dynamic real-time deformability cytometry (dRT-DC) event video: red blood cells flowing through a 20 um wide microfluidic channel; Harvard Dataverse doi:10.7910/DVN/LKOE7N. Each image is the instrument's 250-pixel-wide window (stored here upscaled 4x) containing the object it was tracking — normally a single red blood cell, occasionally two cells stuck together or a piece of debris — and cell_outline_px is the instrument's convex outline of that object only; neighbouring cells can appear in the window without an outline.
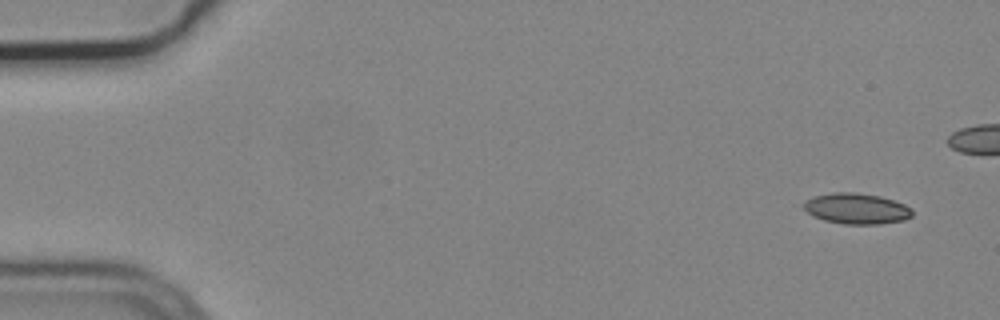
{"species": "common noctule bat (a hibernating species)", "species_latin": "Nyctalus noctula", "temperature_condition": "cold", "stored_images_in_passage": 5, "camera_frame_rate_fps": 3000, "um_per_image_px": 0.085, "animal": {"sex": "male", "body_mass_g": 19.2, "forearm_length_mm": 51.8}, "frame": {"image": 1, "passage_image": 1, "time_ms": 0.0, "image_size_px": [1000, 320], "cell_outline_px": [[912, 216], [904, 220], [880, 224], [844, 224], [824, 220], [812, 216], [804, 208], [804, 204], [808, 200], [816, 196], [832, 192], [856, 192], [880, 196], [904, 204], [912, 208]], "centroid_in_image_um": [72.83, 17.73], "position_along_channel_um": 12.2, "area_um2": 19.36}}
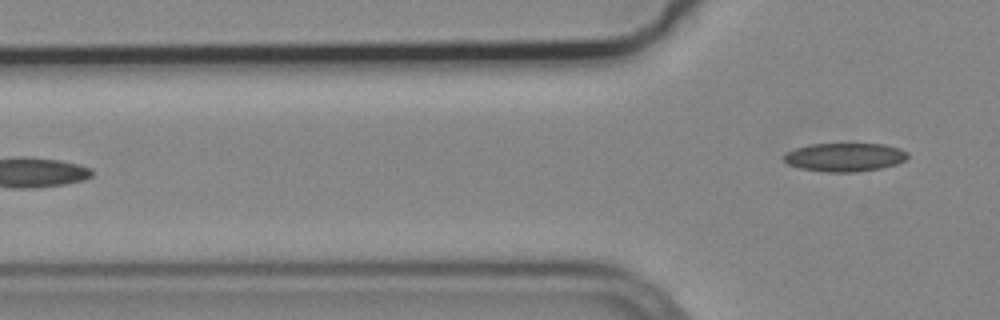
{"frame": {"image": 2, "passage_image": 5, "time_ms": 1.333, "image_size_px": [1000, 320], "cell_outline_px": [[908, 156], [904, 160], [896, 164], [880, 168], [856, 172], [824, 172], [800, 168], [788, 164], [784, 160], [784, 156], [788, 152], [796, 148], [812, 144], [884, 144], [900, 148], [908, 152]], "centroid_in_image_um": [71.82, 13.36], "position_along_channel_um": 54.0, "area_um2": 20.46}}